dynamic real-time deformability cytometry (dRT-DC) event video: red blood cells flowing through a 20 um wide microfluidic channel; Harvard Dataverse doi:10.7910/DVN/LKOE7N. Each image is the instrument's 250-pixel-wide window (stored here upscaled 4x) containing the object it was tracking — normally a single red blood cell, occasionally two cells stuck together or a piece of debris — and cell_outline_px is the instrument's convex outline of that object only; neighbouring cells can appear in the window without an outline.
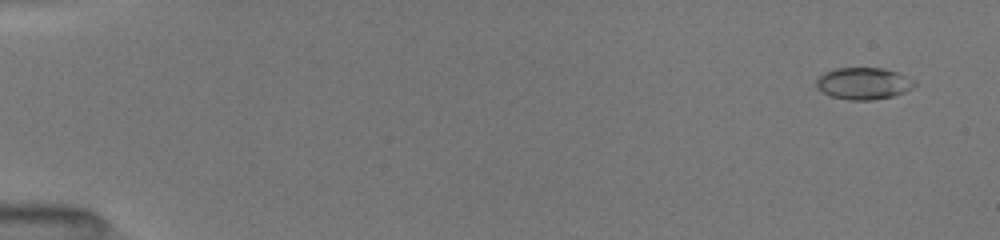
{"species": "common noctule bat (a hibernating species)", "species_latin": "Nyctalus noctula", "temperature_condition": "room temperature", "stored_images_in_passage": 24, "camera_frame_rate_fps": 3000, "um_per_image_px": 0.085, "animal": {"sex": "female", "body_mass_g": 19.5, "forearm_length_mm": 54.1}, "frame": {"image": 1, "passage_image": 3, "time_ms": 0.667, "image_size_px": [1000, 240], "cell_outline_px": [[916, 84], [912, 88], [904, 92], [892, 96], [872, 100], [848, 100], [832, 96], [816, 88], [816, 80], [824, 72], [836, 68], [884, 68], [896, 72], [916, 80]], "centroid_in_image_um": [73.4, 7.09], "position_along_channel_um": 11.6, "area_um2": 18.21}}
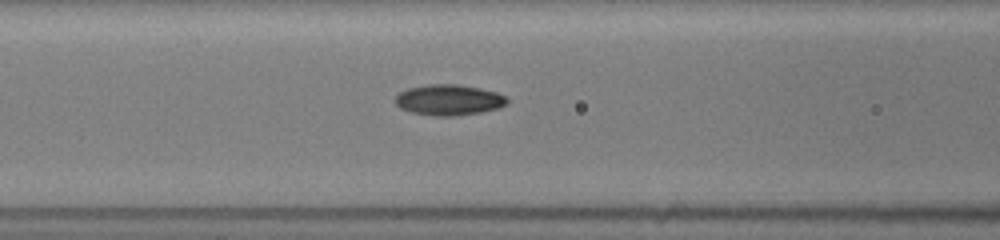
{"frame": {"image": 2, "passage_image": 21, "time_ms": 7.333, "image_size_px": [1000, 240], "cell_outline_px": [[508, 104], [500, 108], [480, 112], [456, 116], [436, 116], [412, 112], [400, 108], [396, 104], [396, 96], [400, 92], [408, 88], [424, 84], [456, 84], [480, 88], [496, 92], [508, 96]], "centroid_in_image_um": [38.19, 8.49], "position_along_channel_um": 128.4, "area_um2": 20.17}}
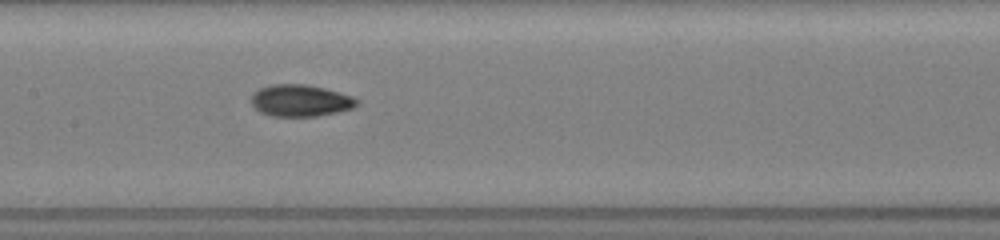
{"frame": {"image": 3, "passage_image": 24, "time_ms": 8.667, "image_size_px": [1000, 240], "cell_outline_px": [[360, 104], [352, 108], [336, 112], [316, 116], [272, 116], [260, 112], [252, 104], [252, 92], [260, 88], [272, 84], [304, 84], [324, 88], [352, 96], [360, 100]], "centroid_in_image_um": [25.55, 8.54], "position_along_channel_um": 181.9, "area_um2": 19.54}}